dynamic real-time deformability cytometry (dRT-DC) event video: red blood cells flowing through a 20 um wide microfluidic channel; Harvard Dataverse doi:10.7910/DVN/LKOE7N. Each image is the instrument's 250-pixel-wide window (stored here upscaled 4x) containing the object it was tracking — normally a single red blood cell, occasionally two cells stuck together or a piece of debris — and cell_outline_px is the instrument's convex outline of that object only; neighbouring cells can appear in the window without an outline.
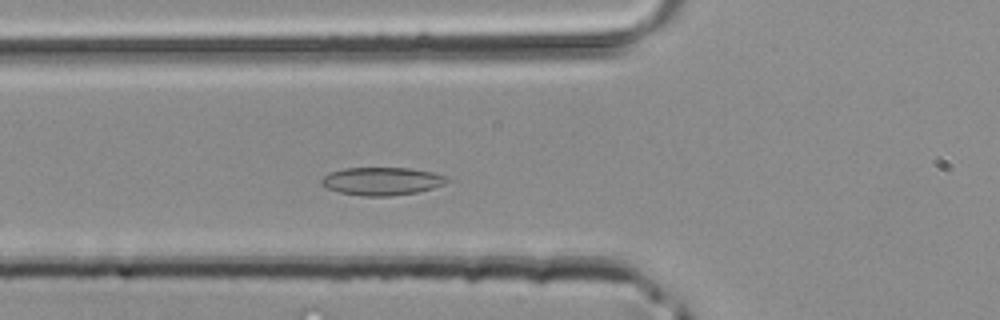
{"species": "common noctule bat (a hibernating species)", "species_latin": "Nyctalus noctula", "temperature_condition": "room temperature", "stored_images_in_passage": 39, "camera_frame_rate_fps": 3000, "um_per_image_px": 0.085, "animal": {"sex": "male", "body_mass_g": 20.4}, "frame": {"image": 1, "passage_image": 11, "time_ms": 3.333, "image_size_px": [1000, 320], "cell_outline_px": [[452, 180], [444, 184], [432, 188], [416, 192], [388, 196], [360, 196], [340, 192], [324, 188], [320, 184], [320, 180], [324, 176], [332, 172], [344, 168], [408, 168], [432, 172], [448, 176]], "centroid_in_image_um": [32.46, 15.4], "position_along_channel_um": 93.3, "area_um2": 20.52}}
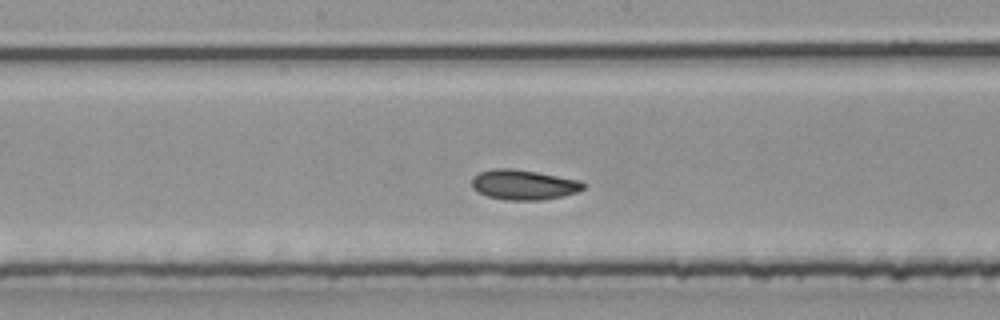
{"frame": {"image": 2, "passage_image": 18, "time_ms": 5.667, "image_size_px": [1000, 320], "cell_outline_px": [[588, 184], [584, 188], [576, 192], [564, 196], [540, 200], [504, 200], [488, 196], [472, 188], [472, 176], [480, 172], [492, 168], [512, 168], [536, 172], [580, 180]], "centroid_in_image_um": [44.52, 15.7], "position_along_channel_um": 203.7, "area_um2": 19.59}}
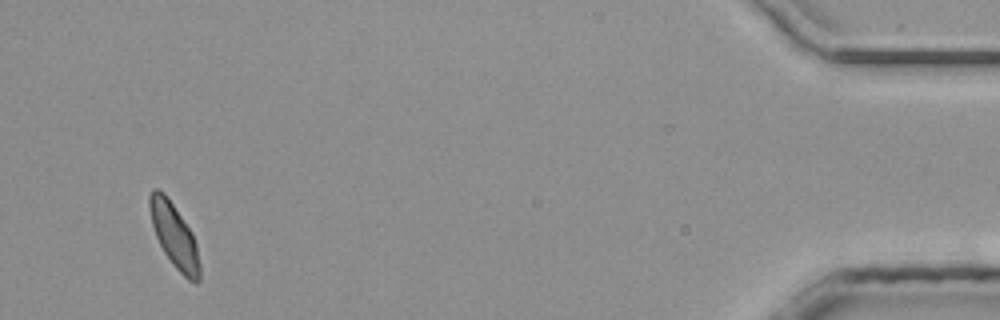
{"frame": {"image": 3, "passage_image": 37, "time_ms": 12.0, "image_size_px": [1000, 320], "cell_outline_px": [[200, 280], [196, 284], [188, 280], [172, 264], [164, 252], [156, 236], [152, 224], [148, 204], [148, 196], [152, 188], [156, 188], [164, 192], [192, 232], [196, 244], [200, 264]], "centroid_in_image_um": [14.81, 20.03], "position_along_channel_um": 420.4, "area_um2": 18.67}}